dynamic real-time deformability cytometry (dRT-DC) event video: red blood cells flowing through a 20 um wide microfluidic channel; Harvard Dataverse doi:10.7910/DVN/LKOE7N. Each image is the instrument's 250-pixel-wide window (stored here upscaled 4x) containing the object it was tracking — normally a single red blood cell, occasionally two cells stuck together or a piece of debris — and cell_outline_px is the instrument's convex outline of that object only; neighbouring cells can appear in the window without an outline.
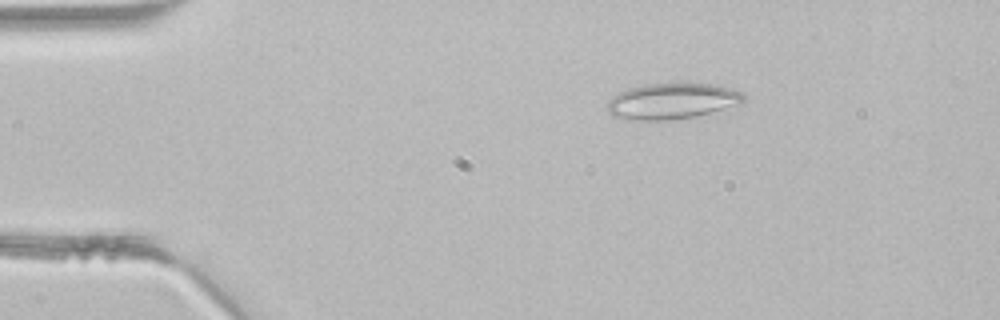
{"species": "common noctule bat (a hibernating species)", "species_latin": "Nyctalus noctula", "temperature_condition": "room temperature", "stored_images_in_passage": 2, "camera_frame_rate_fps": 3000, "um_per_image_px": 0.085, "animal": {"sex": "male", "body_mass_g": 21.5, "forearm_length_mm": 52.0}, "frame": {"image": 1, "passage_image": 1, "time_ms": 0.0, "image_size_px": [1000, 320], "cell_outline_px": [[744, 100], [740, 104], [696, 116], [668, 120], [624, 120], [612, 116], [608, 112], [608, 100], [612, 96], [628, 88], [648, 84], [712, 84], [744, 92]], "centroid_in_image_um": [57.08, 8.61], "position_along_channel_um": 27.9, "area_um2": 28.38}}